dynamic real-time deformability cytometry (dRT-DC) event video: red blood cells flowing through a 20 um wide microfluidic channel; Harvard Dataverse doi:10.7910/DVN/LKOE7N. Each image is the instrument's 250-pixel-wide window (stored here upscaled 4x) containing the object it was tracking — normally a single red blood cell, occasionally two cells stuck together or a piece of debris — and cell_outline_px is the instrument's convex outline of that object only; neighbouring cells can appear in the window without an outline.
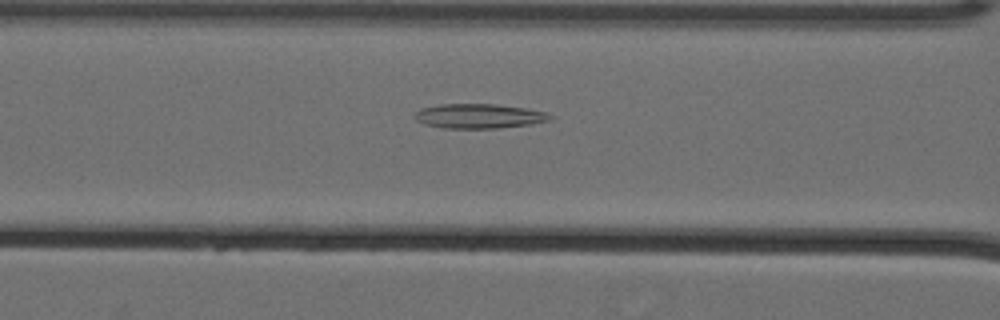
{"species": "Egyptian fruit bat (a non-hibernating species)", "species_latin": "Rousettus aegyptiacus", "temperature_condition": "cold", "stored_images_in_passage": 48, "camera_frame_rate_fps": 3000, "um_per_image_px": 0.085, "animal": {"sex": "female"}, "frame": {"image": 1, "passage_image": 16, "time_ms": 5.0, "image_size_px": [1000, 320], "cell_outline_px": [[552, 116], [548, 120], [528, 124], [496, 128], [444, 128], [424, 124], [416, 120], [416, 112], [420, 108], [440, 104], [496, 104], [528, 108], [544, 112]], "centroid_in_image_um": [40.67, 9.86], "position_along_channel_um": 125.9, "area_um2": 19.13}}
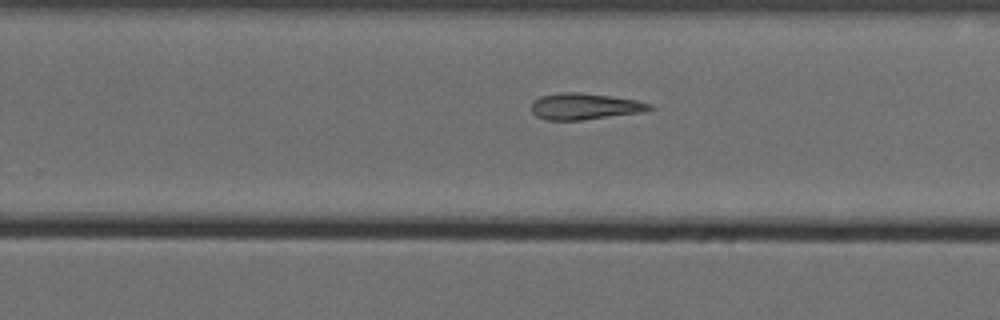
{"frame": {"image": 2, "passage_image": 29, "time_ms": 9.333, "image_size_px": [1000, 320], "cell_outline_px": [[652, 108], [640, 112], [584, 120], [544, 120], [536, 116], [532, 112], [532, 104], [540, 96], [560, 92], [580, 92], [612, 96], [636, 100], [652, 104]], "centroid_in_image_um": [49.67, 9.04], "position_along_channel_um": 280.1, "area_um2": 18.09}}
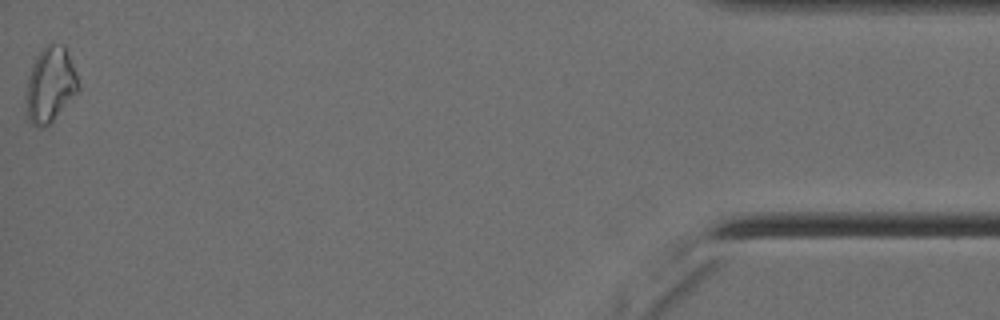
{"frame": {"image": 3, "passage_image": 48, "time_ms": 15.667, "image_size_px": [1000, 320], "cell_outline_px": [[80, 88], [52, 120], [48, 124], [40, 128], [36, 128], [28, 120], [28, 76], [32, 64], [36, 56], [44, 44], [52, 40], [64, 44], [76, 72]], "centroid_in_image_um": [4.29, 7.1], "position_along_channel_um": 430.9, "area_um2": 22.66}}